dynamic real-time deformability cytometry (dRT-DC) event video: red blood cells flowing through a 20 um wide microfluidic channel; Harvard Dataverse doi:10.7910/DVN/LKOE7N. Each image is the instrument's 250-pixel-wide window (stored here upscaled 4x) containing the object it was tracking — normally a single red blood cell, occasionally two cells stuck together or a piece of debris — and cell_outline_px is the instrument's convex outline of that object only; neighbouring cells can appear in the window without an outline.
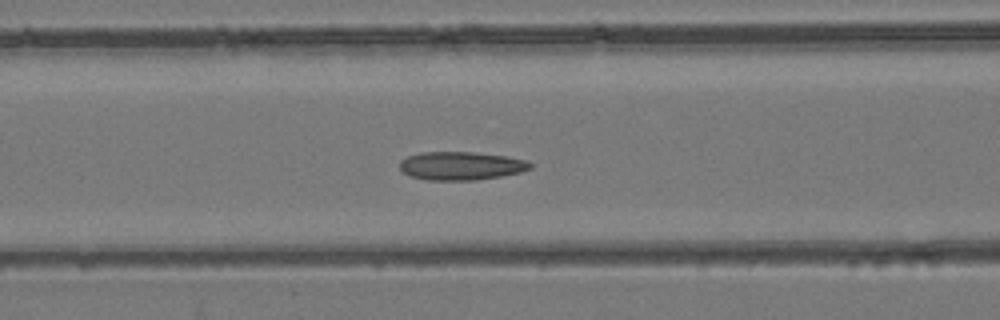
{"species": "common noctule bat (a hibernating species)", "species_latin": "Nyctalus noctula", "temperature_condition": "room temperature", "stored_images_in_passage": 34, "camera_frame_rate_fps": 3000, "um_per_image_px": 0.085, "animal": {"sex": "female", "body_mass_g": 24.6, "forearm_length_mm": 56.2}, "frame": {"image": 1, "passage_image": 5, "time_ms": 1.333, "image_size_px": [1000, 320], "cell_outline_px": [[532, 168], [520, 172], [500, 176], [476, 180], [428, 180], [412, 176], [404, 172], [400, 168], [400, 160], [408, 156], [420, 152], [472, 152], [508, 156], [528, 160], [532, 164]], "centroid_in_image_um": [39.22, 14.09], "position_along_channel_um": 127.4, "area_um2": 21.56}}
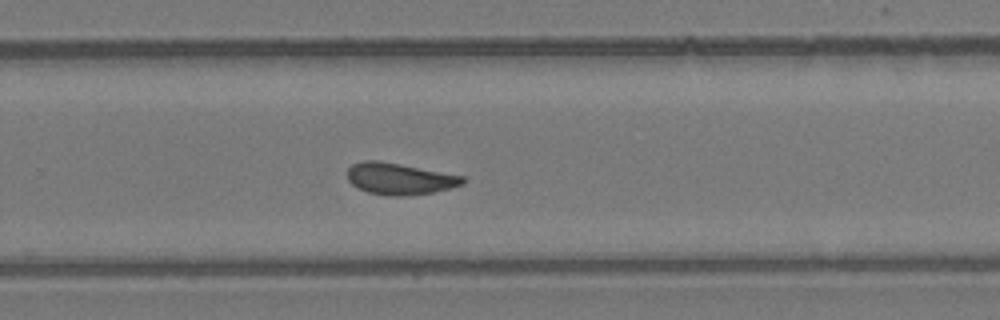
{"frame": {"image": 2, "passage_image": 17, "time_ms": 5.333, "image_size_px": [1000, 320], "cell_outline_px": [[464, 184], [452, 188], [432, 192], [404, 196], [388, 196], [368, 192], [352, 184], [348, 180], [348, 168], [352, 164], [364, 160], [376, 160], [400, 164], [464, 176]], "centroid_in_image_um": [33.96, 15.19], "position_along_channel_um": 295.8, "area_um2": 21.1}}
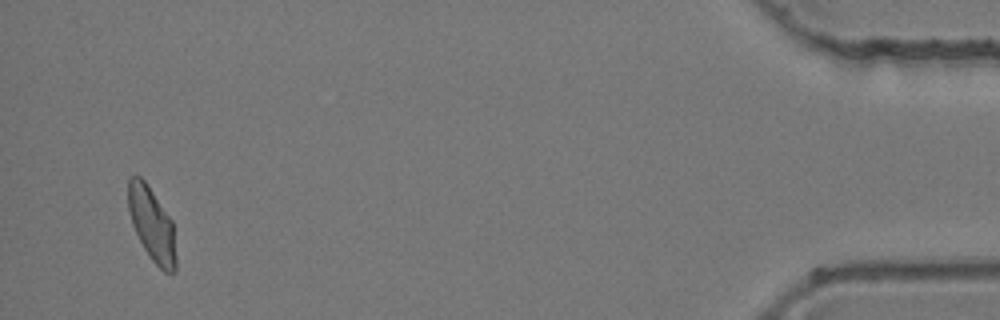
{"frame": {"image": 3, "passage_image": 32, "time_ms": 10.333, "image_size_px": [1000, 320], "cell_outline_px": [[176, 272], [164, 272], [152, 260], [144, 248], [132, 224], [128, 208], [128, 180], [132, 176], [140, 176], [144, 180], [172, 220], [176, 256]], "centroid_in_image_um": [12.91, 19.08], "position_along_channel_um": 422.3, "area_um2": 20.23}}